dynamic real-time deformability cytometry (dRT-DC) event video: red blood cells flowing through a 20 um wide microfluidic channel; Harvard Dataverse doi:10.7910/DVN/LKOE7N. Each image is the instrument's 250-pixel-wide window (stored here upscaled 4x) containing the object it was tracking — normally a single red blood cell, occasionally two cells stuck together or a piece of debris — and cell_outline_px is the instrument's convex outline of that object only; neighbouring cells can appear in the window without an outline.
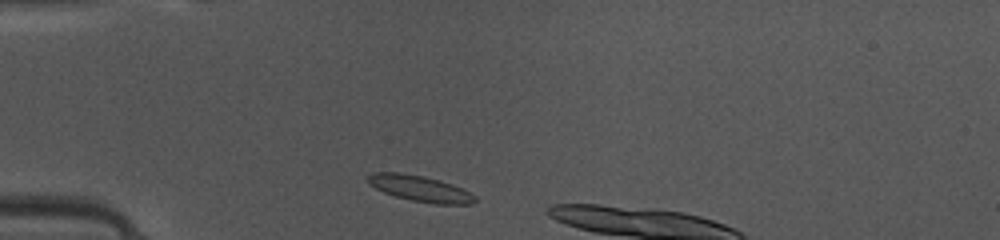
{"species": "common noctule bat (a hibernating species)", "species_latin": "Nyctalus noctula", "temperature_condition": "warm", "stored_images_in_passage": 10, "camera_frame_rate_fps": 3000, "um_per_image_px": 0.085, "animal": {"sex": "female", "body_mass_g": 10.0, "forearm_length_mm": 53.1}, "frame": {"image": 1, "passage_image": 2, "time_ms": 0.333, "image_size_px": [1000, 240], "cell_outline_px": [[476, 200], [472, 204], [432, 204], [412, 200], [396, 196], [384, 192], [368, 184], [368, 176], [372, 172], [400, 172], [440, 180], [452, 184], [476, 196]], "centroid_in_image_um": [35.69, 16.03], "position_along_channel_um": 49.3, "area_um2": 16.01}}
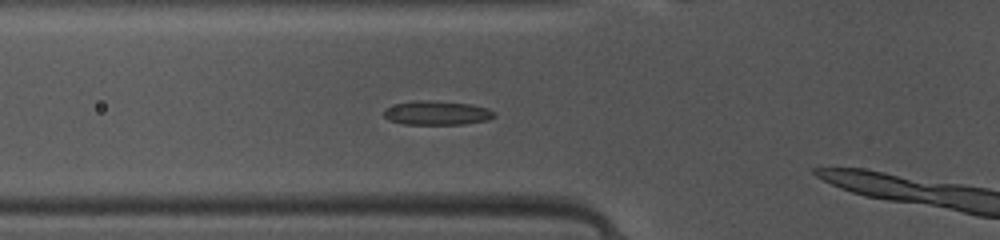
{"frame": {"image": 2, "passage_image": 6, "time_ms": 1.667, "image_size_px": [1000, 240], "cell_outline_px": [[496, 116], [488, 120], [464, 124], [404, 124], [388, 120], [384, 116], [384, 108], [396, 104], [416, 100], [428, 100], [472, 104], [488, 108], [496, 112]], "centroid_in_image_um": [37.16, 9.6], "position_along_channel_um": 88.6, "area_um2": 15.61}}
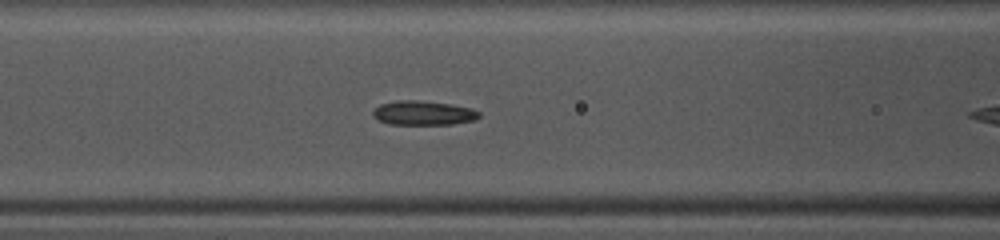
{"frame": {"image": 3, "passage_image": 9, "time_ms": 2.667, "image_size_px": [1000, 240], "cell_outline_px": [[480, 116], [476, 120], [452, 124], [388, 124], [376, 120], [372, 112], [380, 104], [396, 100], [416, 100], [448, 104], [472, 108], [480, 112]], "centroid_in_image_um": [35.97, 9.61], "position_along_channel_um": 130.6, "area_um2": 15.03}}